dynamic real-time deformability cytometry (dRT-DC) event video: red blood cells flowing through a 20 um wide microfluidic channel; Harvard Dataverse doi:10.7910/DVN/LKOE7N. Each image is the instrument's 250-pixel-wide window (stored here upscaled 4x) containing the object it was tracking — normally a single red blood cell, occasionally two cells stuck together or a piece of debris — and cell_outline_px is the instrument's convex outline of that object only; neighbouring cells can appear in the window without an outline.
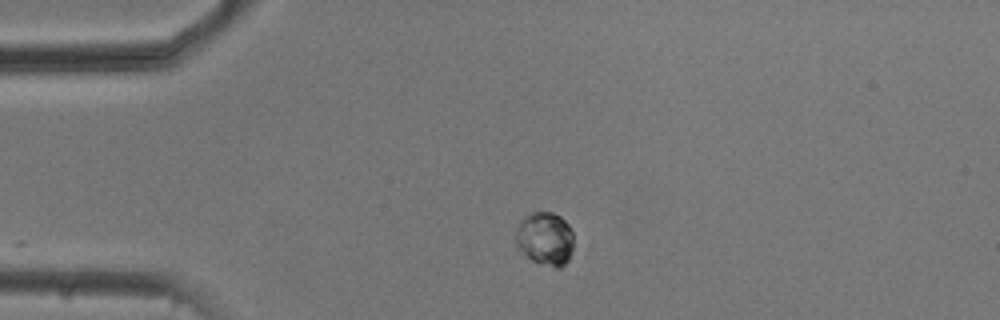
{"species": "common noctule bat (a hibernating species)", "species_latin": "Nyctalus noctula", "temperature_condition": "cold", "stored_images_in_passage": 43, "camera_frame_rate_fps": 3000, "um_per_image_px": 0.085, "animal": {"sex": "male", "body_mass_g": 20.5, "forearm_length_mm": 52.5}, "frame": {"image": 1, "passage_image": 1, "time_ms": 0.0, "image_size_px": [1000, 320], "cell_outline_px": [[572, 248], [568, 260], [560, 268], [556, 268], [540, 264], [532, 260], [520, 248], [516, 240], [516, 228], [520, 220], [524, 216], [532, 212], [552, 212], [560, 216], [568, 224], [572, 232]], "centroid_in_image_um": [46.33, 20.27], "position_along_channel_um": 38.7, "area_um2": 17.86}}
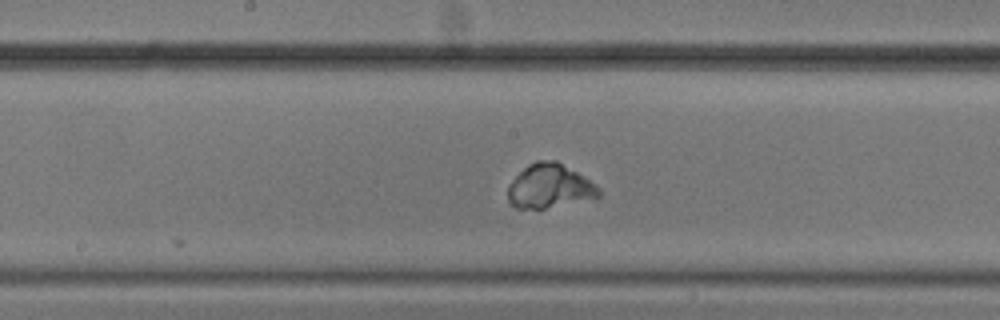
{"frame": {"image": 2, "passage_image": 17, "time_ms": 5.333, "image_size_px": [1000, 320], "cell_outline_px": [[600, 196], [544, 208], [516, 208], [508, 204], [508, 184], [528, 164], [536, 160], [556, 160], [576, 172], [600, 188]], "centroid_in_image_um": [46.65, 15.82], "position_along_channel_um": 201.5, "area_um2": 22.89}}
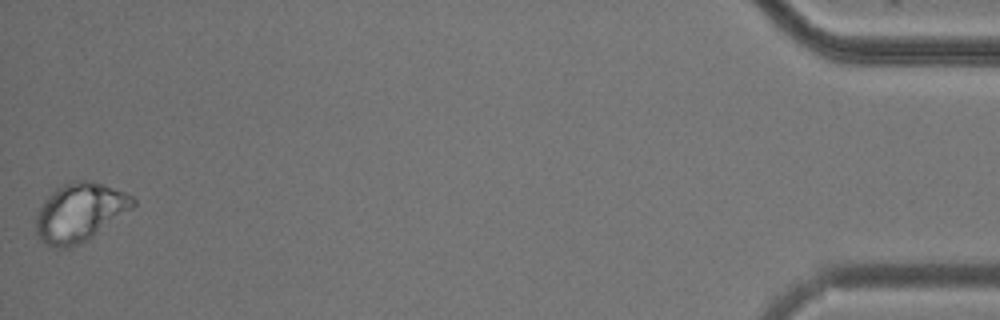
{"frame": {"image": 3, "passage_image": 43, "time_ms": 14.0, "image_size_px": [1000, 320], "cell_outline_px": [[136, 204], [132, 208], [92, 236], [80, 244], [68, 248], [52, 248], [44, 244], [36, 232], [36, 216], [44, 200], [56, 188], [64, 184], [76, 180], [84, 180], [100, 184], [124, 192], [132, 196], [136, 200]], "centroid_in_image_um": [6.75, 18.07], "position_along_channel_um": 428.5, "area_um2": 32.54}}